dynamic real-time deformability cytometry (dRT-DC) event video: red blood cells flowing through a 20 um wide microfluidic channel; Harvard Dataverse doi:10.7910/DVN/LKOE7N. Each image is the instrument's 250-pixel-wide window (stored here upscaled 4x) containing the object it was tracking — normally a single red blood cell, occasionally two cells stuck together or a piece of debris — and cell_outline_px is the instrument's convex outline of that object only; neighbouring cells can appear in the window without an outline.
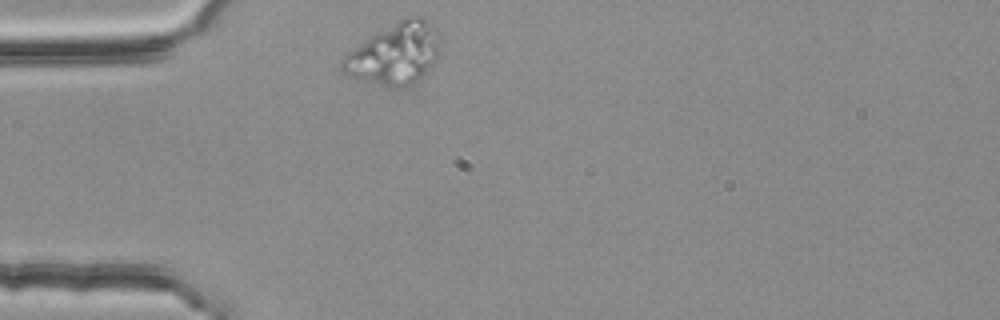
{"species": "common noctule bat (a hibernating species)", "species_latin": "Nyctalus noctula", "temperature_condition": "room temperature", "stored_images_in_passage": 1, "camera_frame_rate_fps": 3000, "um_per_image_px": 0.085, "animal": {"sex": "female", "body_mass_g": 25.1}, "frame": {"image": 1, "passage_image": 1, "time_ms": 0.0, "image_size_px": [1000, 320], "cell_outline_px": [[440, 32], [436, 60], [424, 76], [416, 84], [408, 88], [384, 88], [348, 76], [340, 72], [340, 60], [348, 52], [372, 36], [400, 20], [416, 16], [420, 16], [436, 28]], "centroid_in_image_um": [33.54, 4.66], "position_along_channel_um": 51.5, "area_um2": 35.2}}